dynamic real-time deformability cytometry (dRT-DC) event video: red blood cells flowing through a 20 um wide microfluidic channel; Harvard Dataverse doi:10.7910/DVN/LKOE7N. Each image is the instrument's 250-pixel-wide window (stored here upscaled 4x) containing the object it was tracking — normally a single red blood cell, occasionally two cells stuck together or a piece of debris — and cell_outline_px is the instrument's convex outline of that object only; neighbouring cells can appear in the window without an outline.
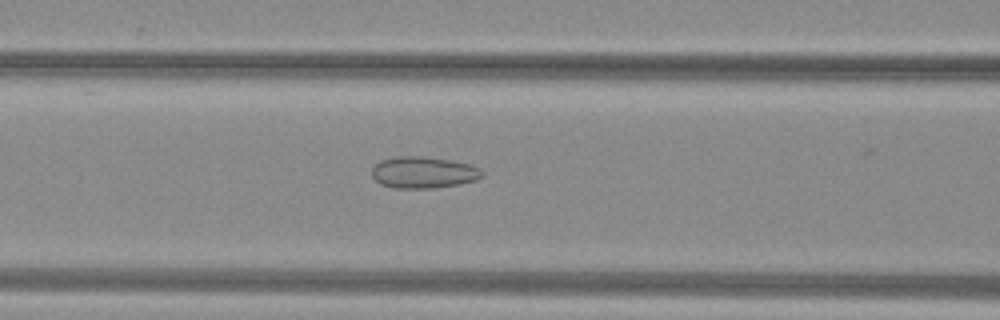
{"species": "common noctule bat (a hibernating species)", "species_latin": "Nyctalus noctula", "temperature_condition": "warm", "stored_images_in_passage": 48, "camera_frame_rate_fps": 3000, "um_per_image_px": 0.085, "animal": {"sex": "female", "body_mass_g": 29.2, "forearm_length_mm": 56.3}, "frame": {"image": 1, "passage_image": 19, "time_ms": 6.0, "image_size_px": [1000, 320], "cell_outline_px": [[484, 176], [476, 180], [436, 188], [396, 188], [380, 184], [372, 176], [372, 168], [380, 160], [396, 156], [420, 156], [448, 160], [468, 164], [480, 168], [484, 172]], "centroid_in_image_um": [35.98, 14.66], "position_along_channel_um": 130.6, "area_um2": 20.23}}
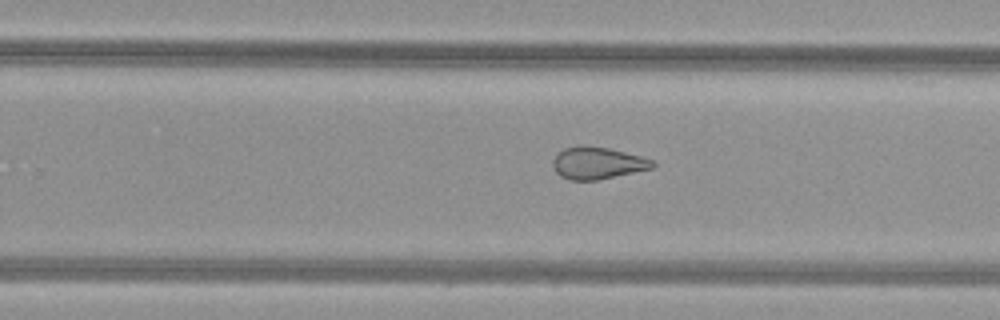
{"frame": {"image": 2, "passage_image": 30, "time_ms": 9.667, "image_size_px": [1000, 320], "cell_outline_px": [[656, 164], [652, 168], [596, 180], [568, 180], [560, 176], [552, 168], [552, 160], [556, 152], [564, 148], [580, 144], [608, 148], [656, 160]], "centroid_in_image_um": [50.73, 13.84], "position_along_channel_um": 279.1, "area_um2": 18.84}}
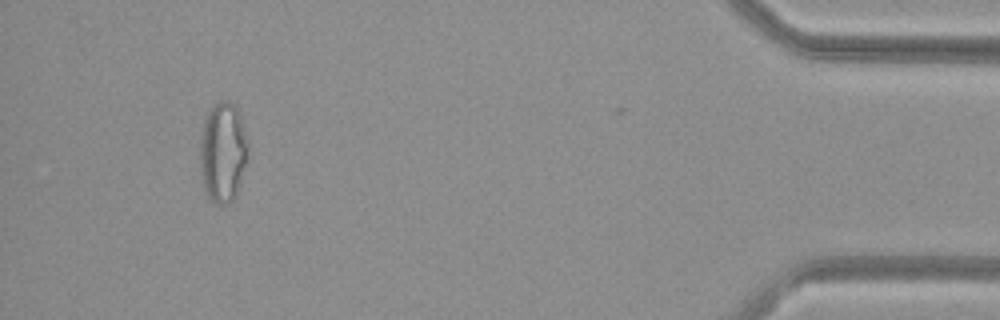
{"frame": {"image": 3, "passage_image": 45, "time_ms": 14.667, "image_size_px": [1000, 320], "cell_outline_px": [[248, 160], [236, 196], [228, 204], [216, 204], [204, 192], [200, 180], [200, 140], [204, 120], [212, 104], [220, 100], [228, 100], [240, 112], [248, 140]], "centroid_in_image_um": [18.95, 12.95], "position_along_channel_um": 416.3, "area_um2": 28.84}}